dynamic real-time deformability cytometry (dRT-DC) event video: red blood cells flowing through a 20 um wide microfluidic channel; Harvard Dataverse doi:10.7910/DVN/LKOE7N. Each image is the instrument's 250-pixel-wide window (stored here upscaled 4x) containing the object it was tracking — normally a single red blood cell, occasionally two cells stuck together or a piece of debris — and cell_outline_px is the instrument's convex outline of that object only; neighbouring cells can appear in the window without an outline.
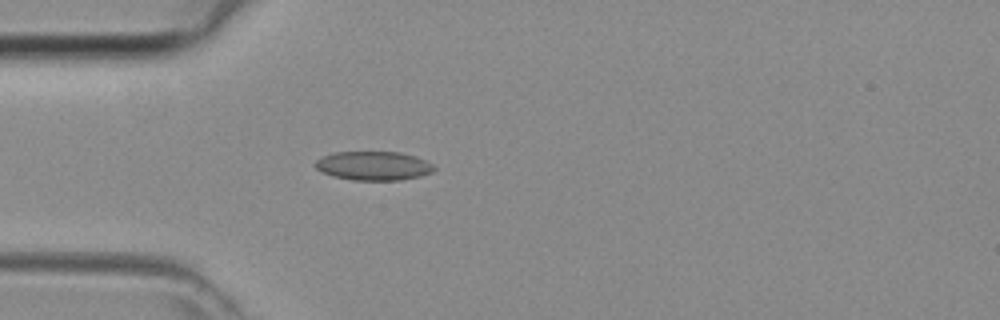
{"species": "common noctule bat (a hibernating species)", "species_latin": "Nyctalus noctula", "temperature_condition": "room temperature", "stored_images_in_passage": 43, "camera_frame_rate_fps": 3000, "um_per_image_px": 0.085, "animal": {"sex": "female", "body_mass_g": 29.2, "forearm_length_mm": 56.3}, "frame": {"image": 1, "passage_image": 11, "time_ms": 3.333, "image_size_px": [1000, 320], "cell_outline_px": [[436, 168], [432, 172], [420, 176], [400, 180], [352, 180], [332, 176], [316, 168], [312, 164], [320, 156], [336, 152], [400, 152], [416, 156], [432, 164]], "centroid_in_image_um": [31.72, 14.09], "position_along_channel_um": 53.3, "area_um2": 20.11}}
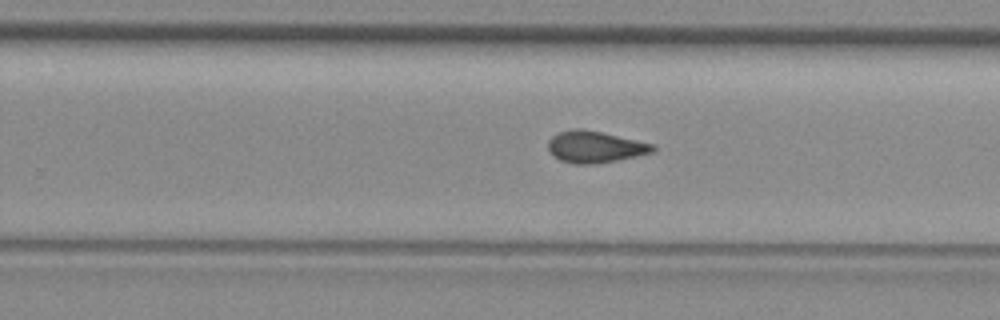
{"frame": {"image": 2, "passage_image": 26, "time_ms": 8.333, "image_size_px": [1000, 320], "cell_outline_px": [[656, 152], [620, 160], [592, 164], [572, 164], [560, 160], [552, 156], [548, 148], [548, 140], [552, 136], [560, 132], [576, 128], [580, 128], [600, 132], [652, 144], [656, 148]], "centroid_in_image_um": [50.56, 12.5], "position_along_channel_um": 279.2, "area_um2": 19.31}}
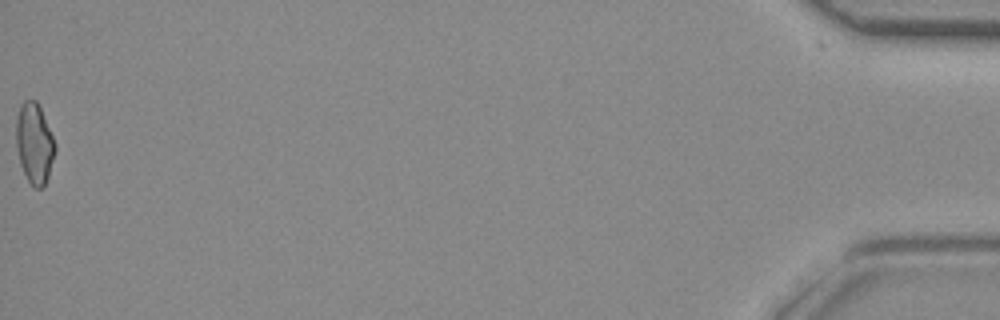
{"frame": {"image": 3, "passage_image": 43, "time_ms": 14.0, "image_size_px": [1000, 320], "cell_outline_px": [[56, 152], [44, 188], [32, 188], [20, 164], [16, 148], [16, 116], [20, 104], [24, 100], [36, 100], [40, 108], [56, 144]], "centroid_in_image_um": [2.92, 12.2], "position_along_channel_um": 432.3, "area_um2": 18.44}}